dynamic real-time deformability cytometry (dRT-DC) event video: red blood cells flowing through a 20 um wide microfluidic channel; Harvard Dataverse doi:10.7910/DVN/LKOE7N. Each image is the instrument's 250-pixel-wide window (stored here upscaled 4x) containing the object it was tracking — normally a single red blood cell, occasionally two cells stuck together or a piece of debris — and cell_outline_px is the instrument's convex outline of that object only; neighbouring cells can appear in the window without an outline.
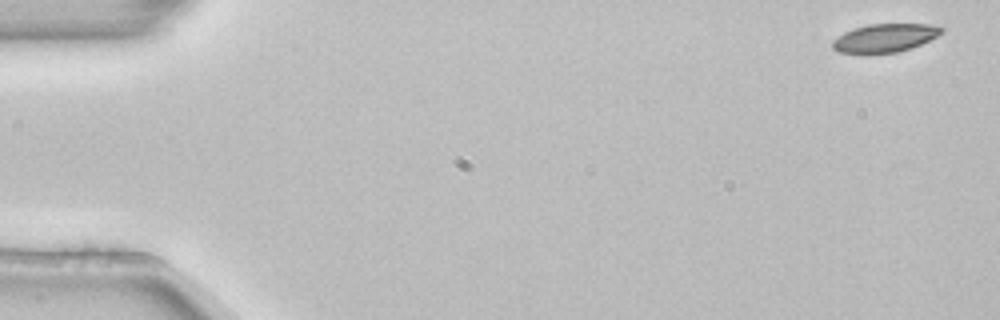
{"species": "common noctule bat (a hibernating species)", "species_latin": "Nyctalus noctula", "temperature_condition": "room temperature", "stored_images_in_passage": 5, "segment_of_instrument_passage": [2, 2], "camera_frame_rate_fps": 3000, "um_per_image_px": 0.085, "animal": {"sex": "female", "body_mass_g": 22.7, "forearm_length_mm": 54.2}, "frame": {"image": 1, "passage_image": 5, "time_ms": 1.333, "image_size_px": [1000, 320], "cell_outline_px": [[944, 28], [936, 36], [912, 48], [896, 52], [836, 52], [832, 48], [832, 40], [844, 32], [868, 24], [928, 24]], "centroid_in_image_um": [75.18, 3.21], "position_along_channel_um": 9.8, "area_um2": 17.51}}